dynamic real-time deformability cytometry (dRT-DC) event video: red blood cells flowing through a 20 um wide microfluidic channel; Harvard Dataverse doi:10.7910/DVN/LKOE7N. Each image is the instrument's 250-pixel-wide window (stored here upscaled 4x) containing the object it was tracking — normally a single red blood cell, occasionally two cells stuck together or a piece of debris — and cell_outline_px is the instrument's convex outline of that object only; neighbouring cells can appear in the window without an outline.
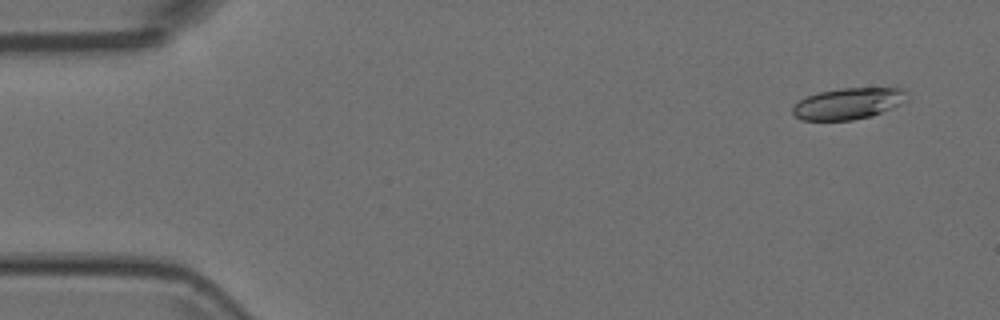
{"species": "Egyptian fruit bat (a non-hibernating species)", "species_latin": "Rousettus aegyptiacus", "temperature_condition": "room temperature", "stored_images_in_passage": 3, "camera_frame_rate_fps": 3000, "um_per_image_px": 0.085, "animal": {"sex": "female"}, "frame": {"image": 1, "passage_image": 1, "time_ms": 0.0, "image_size_px": [1000, 320], "cell_outline_px": [[908, 100], [900, 104], [872, 116], [852, 120], [800, 120], [792, 112], [792, 108], [800, 100], [808, 96], [820, 92], [840, 88], [900, 88], [908, 92]], "centroid_in_image_um": [72.13, 8.8], "position_along_channel_um": 12.9, "area_um2": 20.81}}